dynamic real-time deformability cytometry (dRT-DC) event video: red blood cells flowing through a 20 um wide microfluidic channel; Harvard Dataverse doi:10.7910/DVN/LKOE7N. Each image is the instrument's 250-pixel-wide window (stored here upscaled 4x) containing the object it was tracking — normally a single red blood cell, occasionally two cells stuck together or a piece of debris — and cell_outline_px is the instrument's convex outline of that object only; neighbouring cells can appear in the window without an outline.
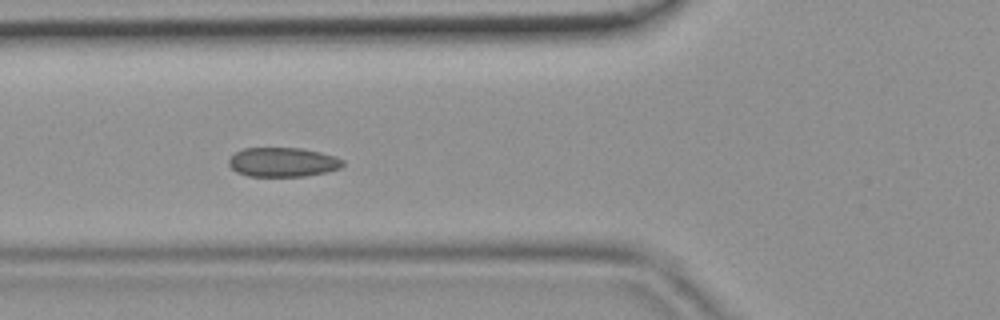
{"species": "common noctule bat (a hibernating species)", "species_latin": "Nyctalus noctula", "temperature_condition": "room temperature", "stored_images_in_passage": 6, "camera_frame_rate_fps": 3000, "um_per_image_px": 0.085, "animal": {"sex": "female", "body_mass_g": 19.9}, "frame": {"image": 1, "passage_image": 5, "time_ms": 1.333, "image_size_px": [1000, 320], "cell_outline_px": [[344, 164], [340, 168], [324, 172], [304, 176], [248, 176], [236, 172], [228, 164], [228, 160], [236, 152], [244, 148], [300, 148], [320, 152], [344, 160]], "centroid_in_image_um": [24.01, 13.78], "position_along_channel_um": 101.8, "area_um2": 19.31}}
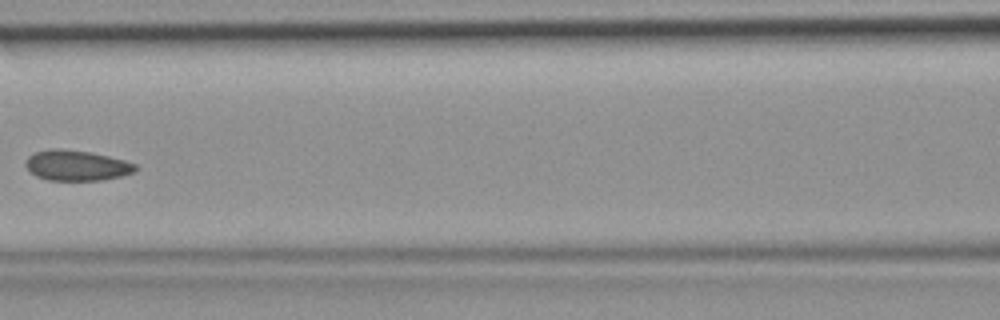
{"frame": {"image": 2, "passage_image": 6, "time_ms": 1.667, "image_size_px": [1000, 320], "cell_outline_px": [[140, 168], [136, 172], [104, 180], [48, 180], [36, 176], [24, 164], [28, 156], [36, 152], [52, 148], [60, 148], [92, 152], [124, 160], [136, 164]], "centroid_in_image_um": [6.55, 14.06], "position_along_channel_um": 160.1, "area_um2": 19.59}}